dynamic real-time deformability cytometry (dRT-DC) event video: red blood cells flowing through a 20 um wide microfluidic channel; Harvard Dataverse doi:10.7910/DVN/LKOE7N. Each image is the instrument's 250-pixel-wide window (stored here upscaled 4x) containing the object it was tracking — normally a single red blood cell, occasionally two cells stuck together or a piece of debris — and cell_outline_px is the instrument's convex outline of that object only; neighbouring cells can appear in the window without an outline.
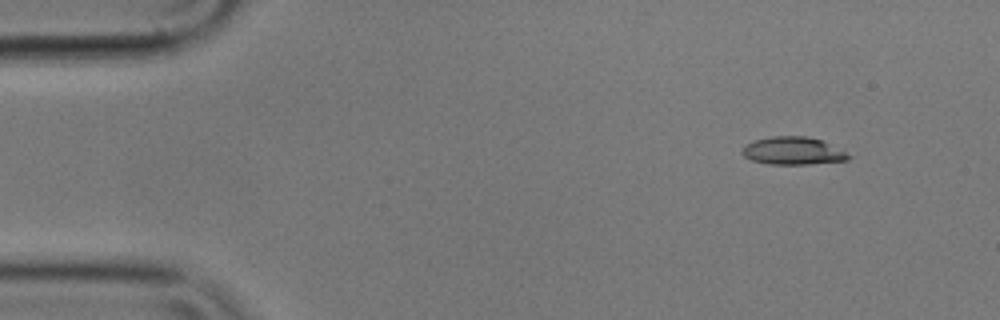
{"species": "common noctule bat (a hibernating species)", "species_latin": "Nyctalus noctula", "temperature_condition": "cold", "stored_images_in_passage": 4, "camera_frame_rate_fps": 3000, "um_per_image_px": 0.085, "animal": {"sex": "male", "body_mass_g": 17.9}, "frame": {"image": 1, "passage_image": 2, "time_ms": 0.333, "image_size_px": [1000, 320], "cell_outline_px": [[852, 156], [848, 160], [808, 164], [768, 164], [752, 160], [744, 156], [740, 152], [752, 140], [772, 136], [808, 136], [824, 140]], "centroid_in_image_um": [67.41, 12.81], "position_along_channel_um": 17.6, "area_um2": 17.22}}